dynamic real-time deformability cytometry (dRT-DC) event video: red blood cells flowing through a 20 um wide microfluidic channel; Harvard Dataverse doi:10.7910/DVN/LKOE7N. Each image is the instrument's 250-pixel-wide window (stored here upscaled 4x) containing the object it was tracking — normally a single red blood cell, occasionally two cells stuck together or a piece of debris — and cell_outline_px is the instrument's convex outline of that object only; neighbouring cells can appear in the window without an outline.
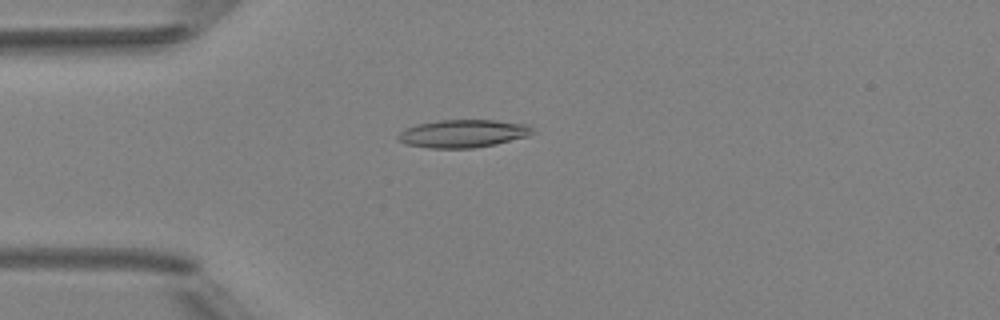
{"species": "Egyptian fruit bat (a non-hibernating species)", "species_latin": "Rousettus aegyptiacus", "temperature_condition": "room temperature", "stored_images_in_passage": 4, "camera_frame_rate_fps": 3000, "um_per_image_px": 0.085, "animal": {"sex": "female"}, "frame": {"image": 1, "passage_image": 4, "time_ms": 3.333, "image_size_px": [1000, 320], "cell_outline_px": [[536, 132], [528, 136], [496, 144], [472, 148], [428, 148], [404, 144], [396, 136], [404, 128], [416, 124], [440, 120], [496, 120], [528, 124]], "centroid_in_image_um": [39.35, 11.35], "position_along_channel_um": 45.6, "area_um2": 22.02}}